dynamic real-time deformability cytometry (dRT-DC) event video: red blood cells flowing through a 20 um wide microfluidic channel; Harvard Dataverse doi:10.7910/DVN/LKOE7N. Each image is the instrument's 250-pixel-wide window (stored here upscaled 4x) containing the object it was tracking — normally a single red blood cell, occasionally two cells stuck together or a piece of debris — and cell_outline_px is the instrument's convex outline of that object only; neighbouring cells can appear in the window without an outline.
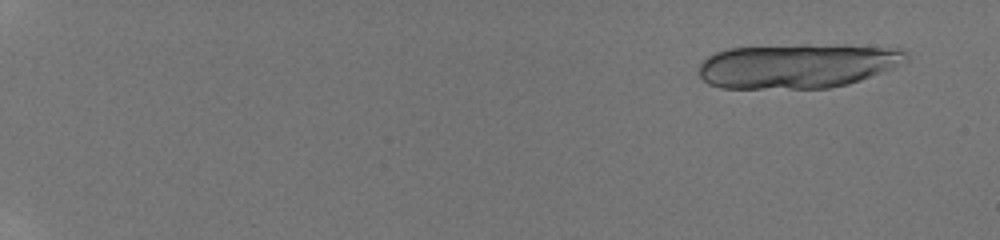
{"species": "human", "species_latin": "Homo sapiens", "temperature_condition": "room temperature", "stored_images_in_passage": 10, "camera_frame_rate_fps": 3000, "um_per_image_px": 0.085, "donor": {"sex": "male"}, "frame": {"image": 1, "passage_image": 2, "time_ms": 1.0, "image_size_px": [1000, 240], "cell_outline_px": [[908, 60], [892, 68], [860, 80], [848, 84], [828, 88], [720, 88], [708, 84], [700, 76], [700, 64], [708, 56], [716, 52], [728, 48], [804, 44], [844, 44], [900, 48], [908, 56]], "centroid_in_image_um": [67.8, 5.58], "position_along_channel_um": 17.2, "area_um2": 54.27}}